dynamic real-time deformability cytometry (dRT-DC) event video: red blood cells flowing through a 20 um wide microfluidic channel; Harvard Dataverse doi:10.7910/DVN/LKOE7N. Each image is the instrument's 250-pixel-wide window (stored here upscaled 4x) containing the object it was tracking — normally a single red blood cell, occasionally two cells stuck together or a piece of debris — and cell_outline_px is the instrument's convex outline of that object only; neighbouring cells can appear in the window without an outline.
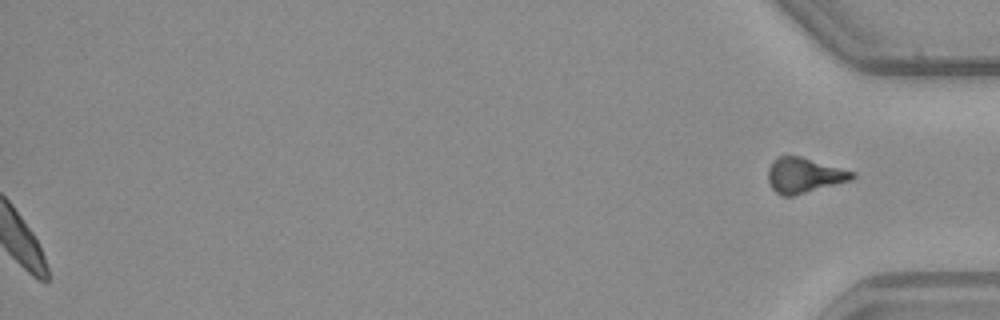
{"species": "common noctule bat (a hibernating species)", "species_latin": "Nyctalus noctula", "temperature_condition": "warm", "stored_images_in_passage": 48, "segment_of_instrument_passage": [2, 2], "camera_frame_rate_fps": 3000, "um_per_image_px": 0.085, "animal": {"sex": "male", "body_mass_g": 23.1, "forearm_length_mm": 52.7}, "frame": {"image": 1, "passage_image": 48, "time_ms": 15.667, "image_size_px": [1000, 320], "cell_outline_px": [[856, 176], [852, 180], [792, 196], [784, 196], [776, 192], [772, 188], [768, 180], [768, 168], [772, 160], [780, 156], [800, 156], [856, 172]], "centroid_in_image_um": [68.36, 14.89], "position_along_channel_um": 366.8, "area_um2": 17.22}}